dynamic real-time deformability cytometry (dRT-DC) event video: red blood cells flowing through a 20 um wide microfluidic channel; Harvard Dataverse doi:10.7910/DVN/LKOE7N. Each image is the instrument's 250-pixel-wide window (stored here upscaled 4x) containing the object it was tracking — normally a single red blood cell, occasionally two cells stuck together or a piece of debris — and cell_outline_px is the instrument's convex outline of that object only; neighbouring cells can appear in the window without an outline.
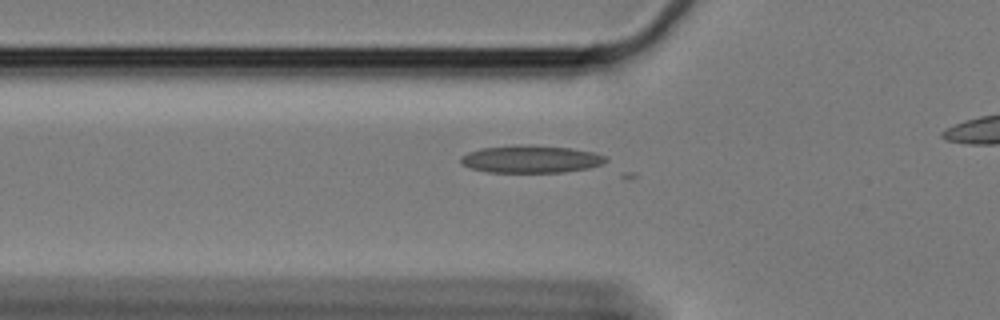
{"species": "Egyptian fruit bat (a non-hibernating species)", "species_latin": "Rousettus aegyptiacus", "temperature_condition": "cold", "stored_images_in_passage": 32, "camera_frame_rate_fps": 3000, "um_per_image_px": 0.085, "animal": {"sex": "female"}, "frame": {"image": 1, "passage_image": 2, "time_ms": 0.333, "image_size_px": [1000, 320], "cell_outline_px": [[608, 160], [604, 164], [588, 168], [564, 172], [488, 172], [472, 168], [464, 164], [460, 160], [460, 156], [468, 152], [480, 148], [516, 144], [532, 144], [572, 148], [592, 152], [608, 156]], "centroid_in_image_um": [45.16, 13.5], "position_along_channel_um": 80.6, "area_um2": 23.52}}
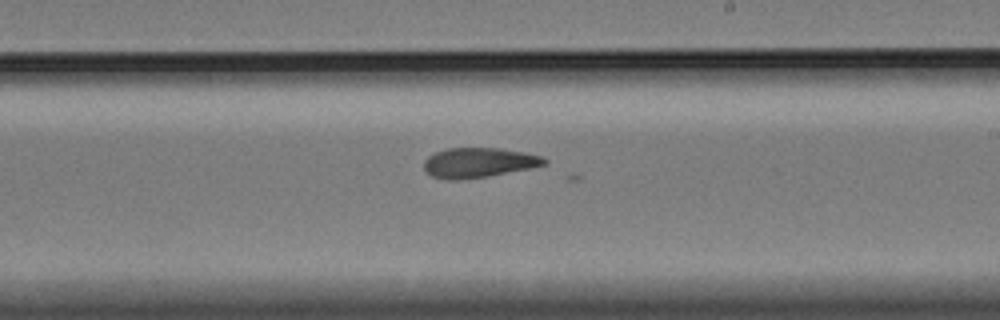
{"frame": {"image": 2, "passage_image": 17, "time_ms": 5.333, "image_size_px": [1000, 320], "cell_outline_px": [[548, 164], [532, 168], [488, 176], [460, 180], [448, 180], [432, 176], [424, 172], [424, 160], [428, 156], [436, 152], [448, 148], [500, 148], [524, 152], [544, 156], [548, 160]], "centroid_in_image_um": [40.71, 13.83], "position_along_channel_um": 248.3, "area_um2": 21.21}}
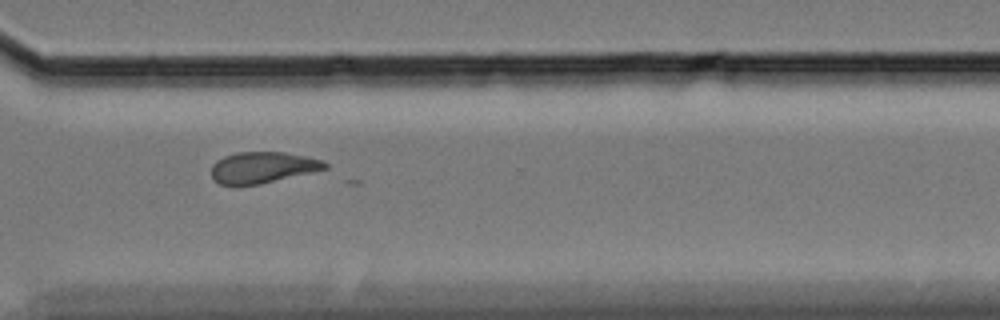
{"frame": {"image": 3, "passage_image": 26, "time_ms": 8.333, "image_size_px": [1000, 320], "cell_outline_px": [[328, 168], [260, 184], [236, 188], [220, 184], [212, 180], [212, 164], [216, 160], [224, 156], [236, 152], [284, 152], [324, 160], [328, 164]], "centroid_in_image_um": [22.25, 14.26], "position_along_channel_um": 348.3, "area_um2": 21.1}, "authors_computed_cell_mechanics": {"area_um2": 21.2993, "velocity_mm_per_s": 3.3383, "shape_relaxation_time_tau1_ms": null, "shape_relaxation_time_tau2_ms": 5.8186, "deformation_change_tau1": null, "deformation_change_tau2": 0.1116}}